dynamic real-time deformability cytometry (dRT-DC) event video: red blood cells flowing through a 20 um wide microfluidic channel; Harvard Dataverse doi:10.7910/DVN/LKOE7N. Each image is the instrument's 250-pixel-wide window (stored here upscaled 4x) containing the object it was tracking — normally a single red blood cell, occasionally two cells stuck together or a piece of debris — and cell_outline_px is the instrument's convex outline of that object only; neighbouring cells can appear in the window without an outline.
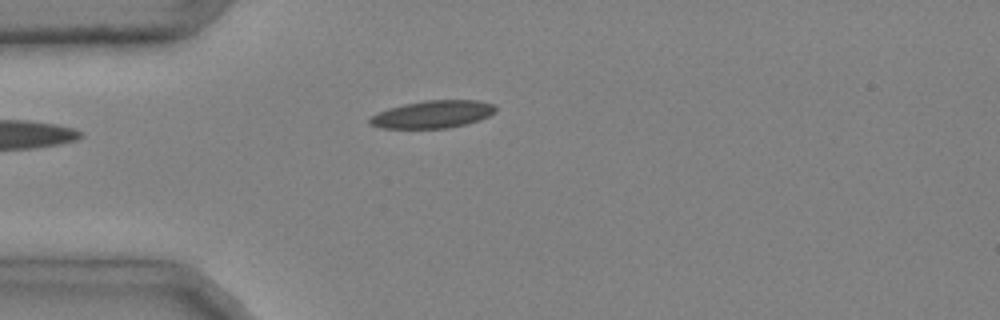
{"species": "common noctule bat (a hibernating species)", "species_latin": "Nyctalus noctula", "temperature_condition": "cold", "stored_images_in_passage": 32, "camera_frame_rate_fps": 3000, "um_per_image_px": 0.085, "animal": {"sex": "male", "body_mass_g": 20.4}, "frame": {"image": 1, "passage_image": 1, "time_ms": 0.0, "image_size_px": [1000, 320], "cell_outline_px": [[496, 112], [480, 120], [448, 128], [380, 128], [368, 124], [368, 120], [372, 116], [388, 108], [404, 104], [424, 100], [480, 100], [496, 104]], "centroid_in_image_um": [36.81, 9.71], "position_along_channel_um": 48.2, "area_um2": 20.29}}
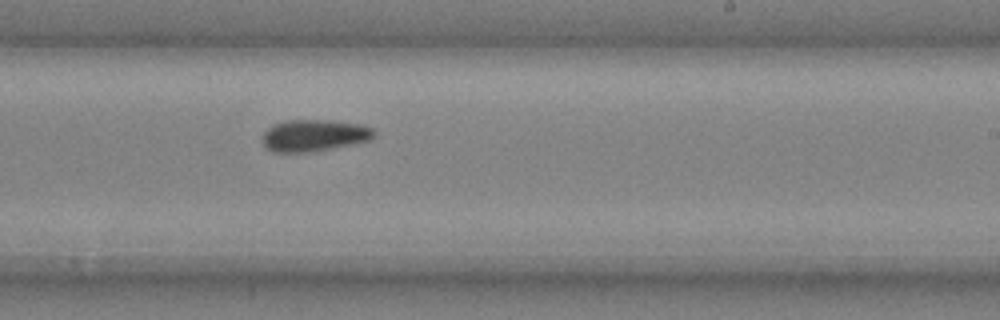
{"frame": {"image": 2, "passage_image": 18, "time_ms": 5.667, "image_size_px": [1000, 320], "cell_outline_px": [[376, 132], [368, 140], [332, 148], [308, 152], [272, 152], [264, 148], [264, 132], [272, 124], [288, 120], [328, 120], [360, 124], [372, 128]], "centroid_in_image_um": [26.65, 11.51], "position_along_channel_um": 262.3, "area_um2": 20.46}}
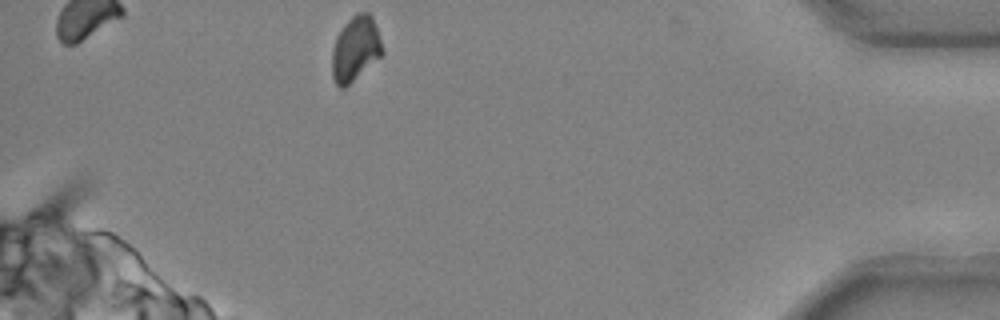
{"frame": {"image": 3, "passage_image": 32, "time_ms": 10.333, "image_size_px": [1000, 320], "cell_outline_px": [[384, 52], [380, 56], [344, 88], [340, 88], [336, 84], [332, 76], [332, 52], [336, 36], [344, 24], [356, 12], [368, 12], [372, 16]], "centroid_in_image_um": [30.19, 4.12], "position_along_channel_um": 405.0, "area_um2": 18.67}, "authors_computed_cell_mechanics": {"area_um2": 20.1433, "velocity_mm_per_s": 3.9959, "shape_relaxation_time_tau1_ms": null, "shape_relaxation_time_tau2_ms": 7.732, "deformation_change_tau1": null, "deformation_change_tau2": 0.1497}}